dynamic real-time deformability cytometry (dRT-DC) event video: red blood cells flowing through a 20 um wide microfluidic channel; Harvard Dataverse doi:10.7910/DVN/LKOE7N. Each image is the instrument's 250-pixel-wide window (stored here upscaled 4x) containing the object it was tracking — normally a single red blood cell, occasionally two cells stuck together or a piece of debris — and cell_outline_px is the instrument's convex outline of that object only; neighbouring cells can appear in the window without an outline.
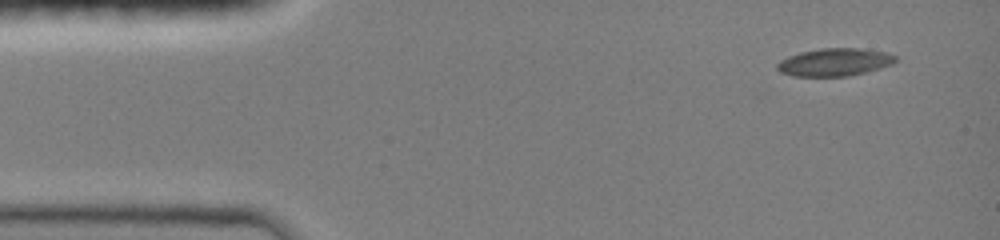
{"species": "common noctule bat (a hibernating species)", "species_latin": "Nyctalus noctula", "temperature_condition": "room temperature", "stored_images_in_passage": 14, "camera_frame_rate_fps": 3000, "um_per_image_px": 0.085, "animal": {"sex": "female", "body_mass_g": 19.0, "forearm_length_mm": 51.5}, "frame": {"image": 1, "passage_image": 1, "time_ms": 0.0, "image_size_px": [1000, 240], "cell_outline_px": [[896, 60], [892, 64], [880, 68], [848, 76], [792, 76], [780, 72], [776, 68], [776, 64], [780, 60], [788, 56], [800, 52], [820, 48], [864, 48], [884, 52], [896, 56]], "centroid_in_image_um": [70.9, 5.28], "position_along_channel_um": 14.1, "area_um2": 19.13}}
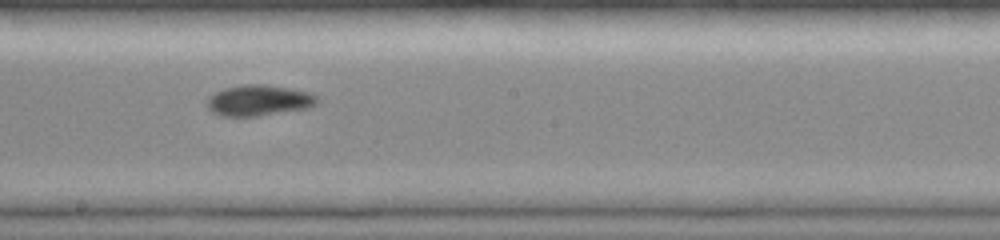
{"frame": {"image": 2, "passage_image": 8, "time_ms": 7.333, "image_size_px": [1000, 240], "cell_outline_px": [[320, 100], [316, 104], [308, 108], [256, 116], [220, 116], [212, 112], [208, 108], [208, 96], [224, 88], [244, 84], [264, 84], [288, 88], [308, 92], [316, 96]], "centroid_in_image_um": [21.99, 8.53], "position_along_channel_um": 226.2, "area_um2": 19.71}}
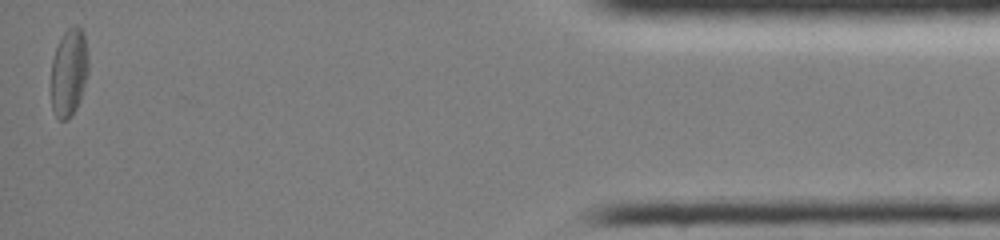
{"frame": {"image": 3, "passage_image": 14, "time_ms": 14.0, "image_size_px": [1000, 240], "cell_outline_px": [[88, 72], [80, 100], [76, 108], [68, 120], [60, 120], [56, 116], [52, 108], [52, 60], [56, 48], [64, 32], [72, 24], [76, 24], [84, 32], [88, 56]], "centroid_in_image_um": [5.88, 6.13], "position_along_channel_um": 429.3, "area_um2": 19.07}, "authors_computed_cell_mechanics": {"area_um2": 18.9006, "velocity_mm_per_s": 4.1102, "shape_relaxation_time_tau1_ms": 2.2271, "shape_relaxation_time_tau2_ms": 6.1768, "deformation_change_tau1": 0.1037, "deformation_change_tau2": 0.113}}